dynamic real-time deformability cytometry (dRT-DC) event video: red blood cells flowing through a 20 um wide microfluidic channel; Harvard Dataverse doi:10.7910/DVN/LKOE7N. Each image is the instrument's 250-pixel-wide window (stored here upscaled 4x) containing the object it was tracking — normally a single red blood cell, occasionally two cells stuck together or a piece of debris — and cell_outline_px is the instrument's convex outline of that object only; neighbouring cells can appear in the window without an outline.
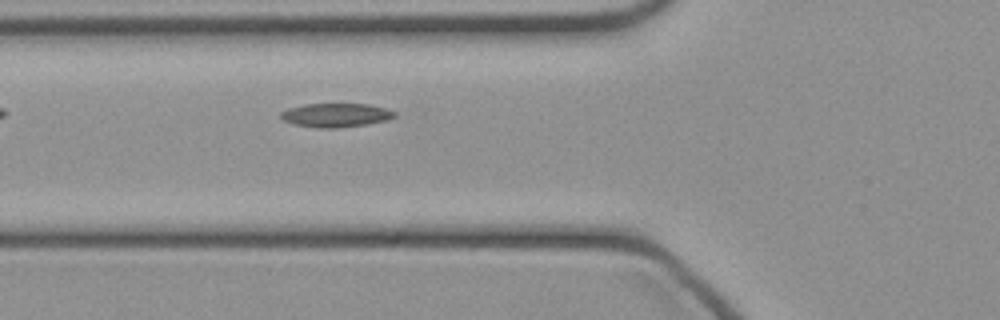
{"species": "common noctule bat (a hibernating species)", "species_latin": "Nyctalus noctula", "temperature_condition": "cold", "stored_images_in_passage": 33, "camera_frame_rate_fps": 3000, "um_per_image_px": 0.085, "animal": {"sex": "female", "body_mass_g": 21.9}, "frame": {"image": 1, "passage_image": 3, "time_ms": 0.667, "image_size_px": [1000, 320], "cell_outline_px": [[396, 116], [384, 120], [368, 124], [336, 128], [316, 128], [292, 124], [284, 120], [280, 116], [280, 112], [288, 108], [304, 104], [368, 104], [388, 108], [396, 112]], "centroid_in_image_um": [28.53, 9.78], "position_along_channel_um": 97.3, "area_um2": 15.9}}
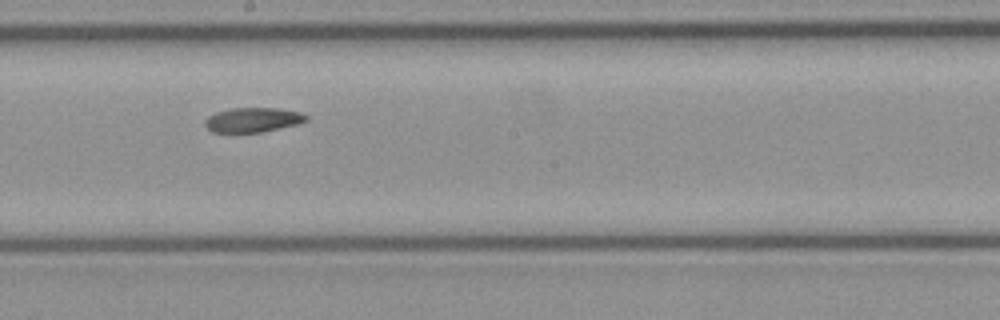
{"frame": {"image": 2, "passage_image": 12, "time_ms": 3.667, "image_size_px": [1000, 320], "cell_outline_px": [[308, 120], [300, 124], [260, 132], [236, 136], [212, 132], [204, 124], [204, 120], [208, 116], [216, 112], [232, 108], [280, 108], [300, 112], [308, 116]], "centroid_in_image_um": [21.45, 10.23], "position_along_channel_um": 226.7, "area_um2": 15.26}}
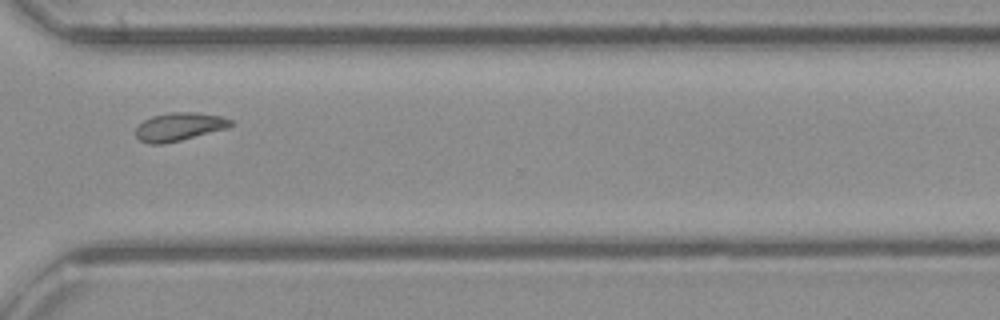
{"frame": {"image": 3, "passage_image": 21, "time_ms": 6.667, "image_size_px": [1000, 320], "cell_outline_px": [[236, 124], [228, 128], [164, 144], [148, 144], [140, 140], [136, 136], [136, 128], [144, 120], [152, 116], [172, 112], [196, 112], [220, 116], [232, 120]], "centroid_in_image_um": [15.26, 10.77], "position_along_channel_um": 355.3, "area_um2": 15.61}}